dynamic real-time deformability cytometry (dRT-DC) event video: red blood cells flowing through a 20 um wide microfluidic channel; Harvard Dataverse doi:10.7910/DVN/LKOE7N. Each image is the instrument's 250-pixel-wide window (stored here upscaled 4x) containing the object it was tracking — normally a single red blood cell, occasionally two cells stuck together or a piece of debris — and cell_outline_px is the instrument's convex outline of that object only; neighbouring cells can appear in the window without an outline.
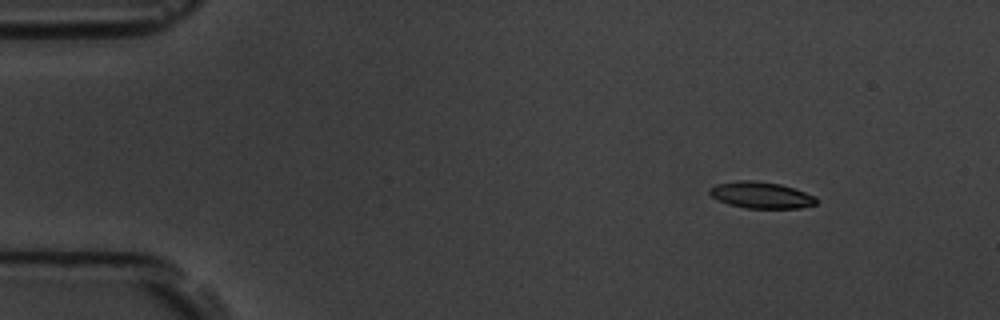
{"species": "common noctule bat (a hibernating species)", "species_latin": "Nyctalus noctula", "temperature_condition": "room temperature", "stored_images_in_passage": 7, "camera_frame_rate_fps": 3000, "um_per_image_px": 0.085, "animal": {"sex": "male", "body_mass_g": 19.5, "forearm_length_mm": 54.6}, "frame": {"image": 1, "passage_image": 1, "time_ms": 0.0, "image_size_px": [1000, 320], "cell_outline_px": [[816, 204], [800, 208], [744, 208], [728, 204], [716, 200], [708, 192], [708, 188], [716, 184], [736, 180], [756, 180], [780, 184], [816, 196]], "centroid_in_image_um": [64.64, 16.58], "position_along_channel_um": 20.4, "area_um2": 16.59}}
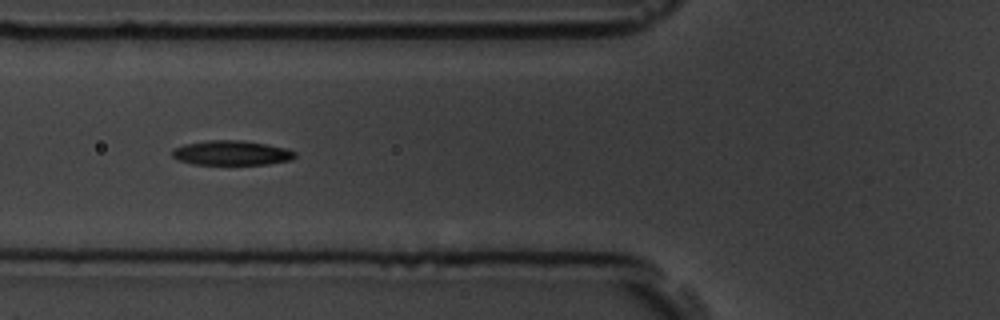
{"frame": {"image": 2, "passage_image": 5, "time_ms": 4.667, "image_size_px": [1000, 320], "cell_outline_px": [[296, 156], [292, 160], [268, 164], [192, 164], [180, 160], [172, 156], [172, 148], [184, 144], [208, 140], [244, 140], [288, 148], [296, 152]], "centroid_in_image_um": [19.71, 12.99], "position_along_channel_um": 106.1, "area_um2": 17.74}}
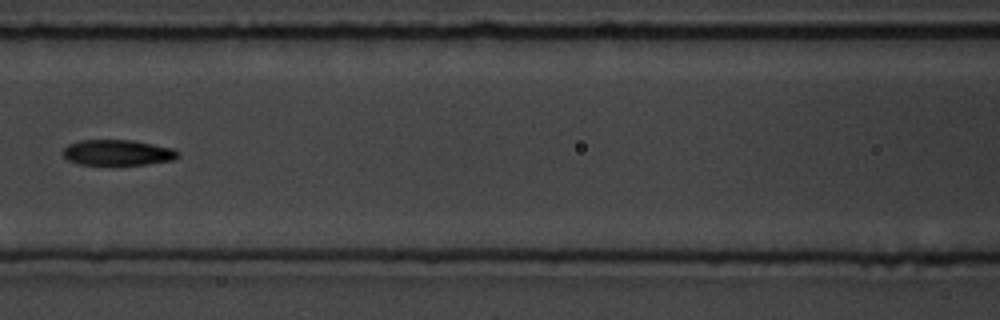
{"frame": {"image": 3, "passage_image": 6, "time_ms": 6.0, "image_size_px": [1000, 320], "cell_outline_px": [[180, 156], [172, 160], [148, 164], [80, 164], [68, 160], [60, 152], [68, 144], [80, 140], [132, 140], [176, 148], [180, 152]], "centroid_in_image_um": [10.03, 12.95], "position_along_channel_um": 156.6, "area_um2": 17.28}}